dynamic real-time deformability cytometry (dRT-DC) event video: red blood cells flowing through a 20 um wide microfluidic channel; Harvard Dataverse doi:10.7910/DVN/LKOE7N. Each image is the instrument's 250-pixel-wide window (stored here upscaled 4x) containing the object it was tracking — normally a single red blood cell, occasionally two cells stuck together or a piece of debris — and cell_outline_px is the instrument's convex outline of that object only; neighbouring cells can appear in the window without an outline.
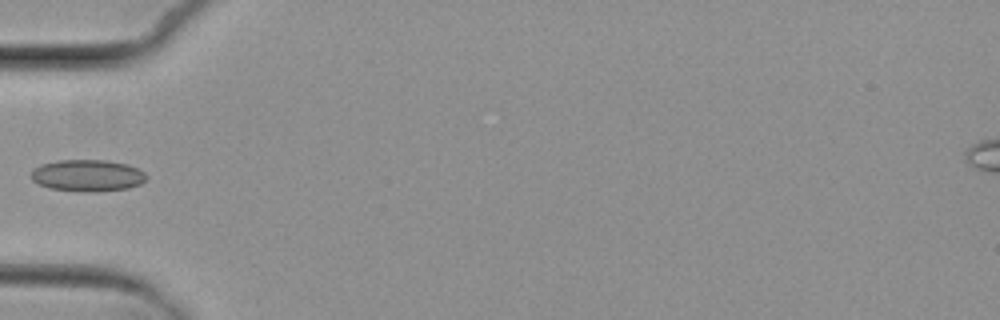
{"species": "common noctule bat (a hibernating species)", "species_latin": "Nyctalus noctula", "temperature_condition": "cold", "stored_images_in_passage": 5, "camera_frame_rate_fps": 3000, "um_per_image_px": 0.085, "animal": {"sex": "female", "body_mass_g": 29.2, "forearm_length_mm": 56.3}, "frame": {"image": 1, "passage_image": 5, "time_ms": 4.667, "image_size_px": [1000, 320], "cell_outline_px": [[148, 176], [140, 184], [128, 188], [92, 192], [80, 192], [48, 188], [32, 180], [32, 168], [40, 164], [60, 160], [104, 160], [128, 164], [144, 172]], "centroid_in_image_um": [7.42, 14.92], "position_along_channel_um": 77.6, "area_um2": 21.39}}